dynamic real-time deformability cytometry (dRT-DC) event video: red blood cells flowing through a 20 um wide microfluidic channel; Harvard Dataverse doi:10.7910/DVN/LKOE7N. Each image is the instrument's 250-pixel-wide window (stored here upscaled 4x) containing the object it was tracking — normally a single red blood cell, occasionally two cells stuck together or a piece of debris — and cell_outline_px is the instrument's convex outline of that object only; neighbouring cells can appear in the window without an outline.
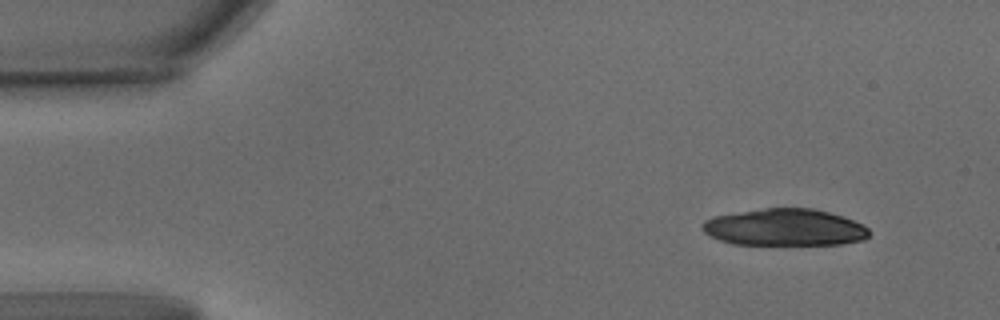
{"species": "common noctule bat (a hibernating species)", "species_latin": "Nyctalus noctula", "temperature_condition": "warm", "stored_images_in_passage": 21, "camera_frame_rate_fps": 3000, "um_per_image_px": 0.085, "animal": {"sex": "male", "body_mass_g": 15.6}, "frame": {"image": 1, "passage_image": 6, "time_ms": 1.667, "image_size_px": [1000, 320], "cell_outline_px": [[868, 236], [864, 240], [840, 244], [732, 244], [720, 240], [704, 232], [700, 228], [700, 224], [704, 220], [712, 216], [764, 208], [812, 208], [828, 212], [864, 224], [868, 228]], "centroid_in_image_um": [66.66, 19.32], "position_along_channel_um": 18.3, "area_um2": 35.84}}